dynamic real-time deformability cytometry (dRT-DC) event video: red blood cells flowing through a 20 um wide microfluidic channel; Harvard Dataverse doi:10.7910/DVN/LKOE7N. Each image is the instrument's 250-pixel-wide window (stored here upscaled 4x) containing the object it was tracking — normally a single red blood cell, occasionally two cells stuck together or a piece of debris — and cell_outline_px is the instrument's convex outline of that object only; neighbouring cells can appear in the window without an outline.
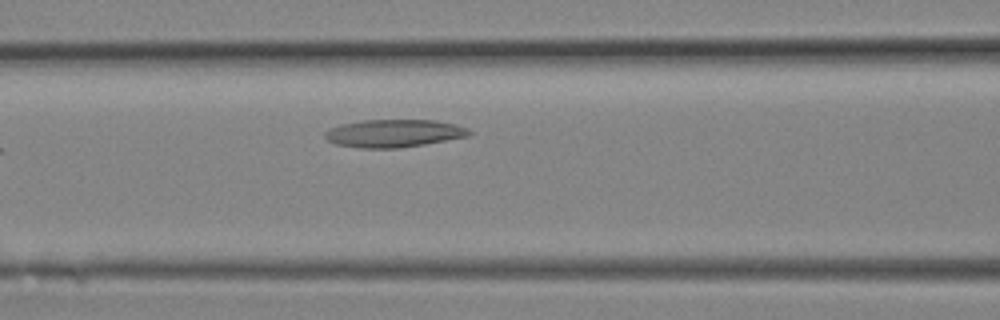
{"species": "Egyptian fruit bat (a non-hibernating species)", "species_latin": "Rousettus aegyptiacus", "temperature_condition": "room temperature", "stored_images_in_passage": 7, "camera_frame_rate_fps": 3000, "um_per_image_px": 0.085, "animal": {"sex": "female"}, "frame": {"image": 1, "passage_image": 7, "time_ms": 2.0, "image_size_px": [1000, 320], "cell_outline_px": [[472, 132], [468, 136], [424, 144], [396, 148], [360, 148], [336, 144], [328, 140], [324, 136], [324, 132], [328, 128], [340, 124], [360, 120], [436, 120], [456, 124], [468, 128]], "centroid_in_image_um": [33.45, 11.32], "position_along_channel_um": 133.2, "area_um2": 23.41}}